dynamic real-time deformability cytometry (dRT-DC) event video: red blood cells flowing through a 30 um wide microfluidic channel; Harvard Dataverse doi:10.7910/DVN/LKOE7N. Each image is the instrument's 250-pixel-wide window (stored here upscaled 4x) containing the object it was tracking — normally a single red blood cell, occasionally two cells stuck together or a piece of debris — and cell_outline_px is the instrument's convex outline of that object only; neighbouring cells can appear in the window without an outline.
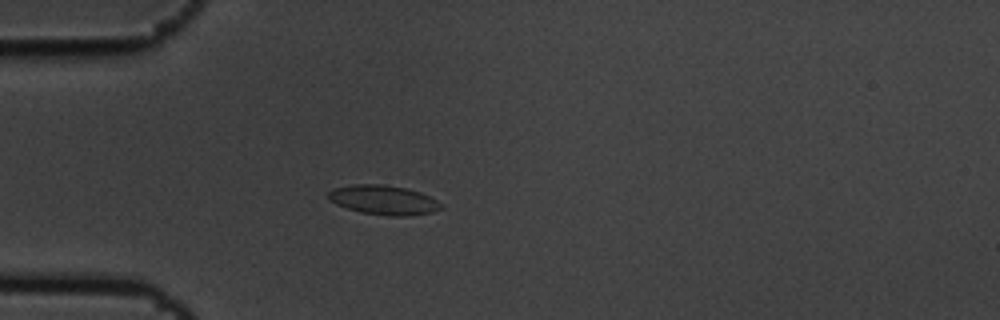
{"species": "common noctule bat (a hibernating species)", "species_latin": "Nyctalus noctula", "temperature_condition": "cold", "stored_images_in_passage": 3, "camera_frame_rate_fps": 3000, "um_per_image_px": 0.085, "animal": {"sex": "male", "body_mass_g": 19.5, "forearm_length_mm": 54.6}, "frame": {"image": 1, "passage_image": 2, "time_ms": 0.333, "image_size_px": [1000, 320], "cell_outline_px": [[444, 208], [432, 212], [412, 216], [388, 216], [360, 212], [336, 204], [328, 200], [328, 192], [332, 188], [356, 184], [380, 184], [404, 188], [420, 192], [444, 204]], "centroid_in_image_um": [32.61, 17.01], "position_along_channel_um": 52.4, "area_um2": 19.42}}